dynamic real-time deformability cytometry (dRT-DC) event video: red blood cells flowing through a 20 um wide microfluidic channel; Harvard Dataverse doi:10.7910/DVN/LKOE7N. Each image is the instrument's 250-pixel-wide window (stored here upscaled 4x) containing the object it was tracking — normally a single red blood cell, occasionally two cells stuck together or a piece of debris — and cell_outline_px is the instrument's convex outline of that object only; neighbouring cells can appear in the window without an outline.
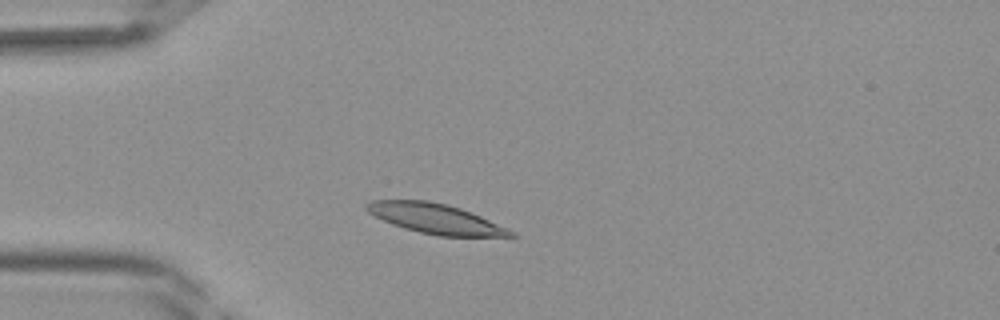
{"species": "Egyptian fruit bat (a non-hibernating species)", "species_latin": "Rousettus aegyptiacus", "temperature_condition": "room temperature", "stored_images_in_passage": 36, "camera_frame_rate_fps": 3000, "um_per_image_px": 0.085, "frame": {"image": 1, "passage_image": 6, "time_ms": 1.667, "image_size_px": [1000, 320], "cell_outline_px": [[516, 236], [440, 236], [420, 232], [404, 228], [392, 224], [368, 212], [364, 208], [364, 204], [368, 200], [428, 200], [448, 204], [460, 208], [480, 216], [508, 228], [516, 232]], "centroid_in_image_um": [36.99, 18.57], "position_along_channel_um": 48.0, "area_um2": 25.03}}
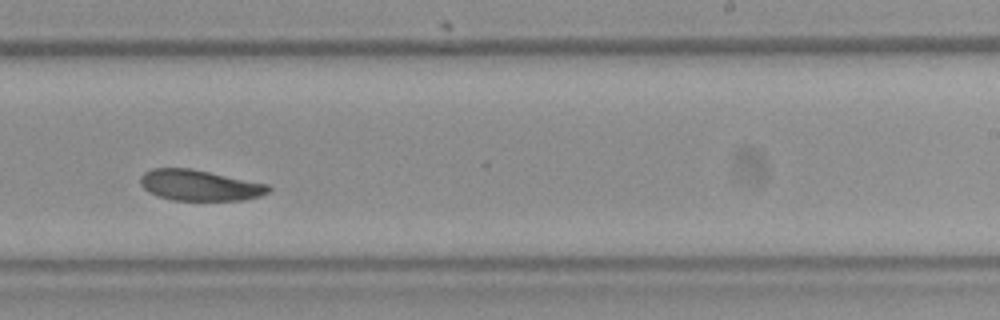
{"frame": {"image": 2, "passage_image": 21, "time_ms": 6.667, "image_size_px": [1000, 320], "cell_outline_px": [[272, 188], [268, 192], [260, 196], [244, 200], [172, 200], [148, 192], [140, 184], [140, 176], [144, 172], [152, 168], [192, 168], [268, 184]], "centroid_in_image_um": [16.96, 15.74], "position_along_channel_um": 272.0, "area_um2": 23.06}}
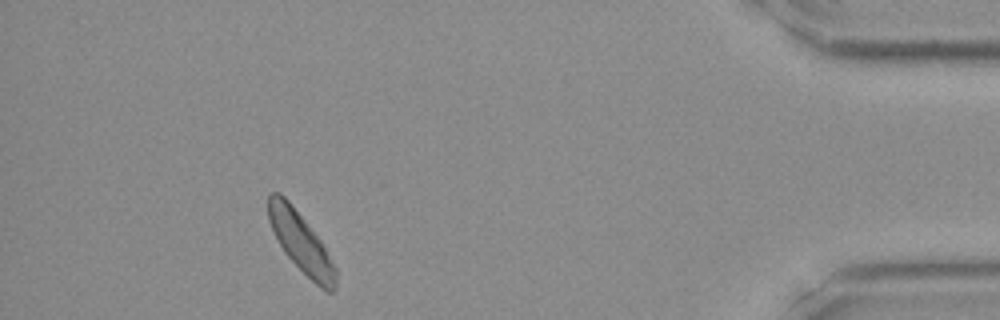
{"frame": {"image": 3, "passage_image": 33, "time_ms": 10.667, "image_size_px": [1000, 320], "cell_outline_px": [[336, 288], [332, 292], [328, 292], [320, 288], [284, 252], [268, 220], [268, 196], [272, 192], [280, 192], [288, 200], [324, 244], [336, 268]], "centroid_in_image_um": [25.6, 20.6], "position_along_channel_um": 409.6, "area_um2": 23.12}}